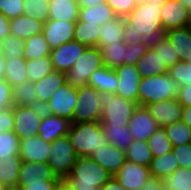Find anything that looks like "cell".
Wrapping results in <instances>:
<instances>
[{
    "instance_id": "obj_55",
    "label": "cell",
    "mask_w": 191,
    "mask_h": 190,
    "mask_svg": "<svg viewBox=\"0 0 191 190\" xmlns=\"http://www.w3.org/2000/svg\"><path fill=\"white\" fill-rule=\"evenodd\" d=\"M60 180H46L43 184H29V186H17L18 190H55Z\"/></svg>"
},
{
    "instance_id": "obj_30",
    "label": "cell",
    "mask_w": 191,
    "mask_h": 190,
    "mask_svg": "<svg viewBox=\"0 0 191 190\" xmlns=\"http://www.w3.org/2000/svg\"><path fill=\"white\" fill-rule=\"evenodd\" d=\"M179 168L176 156L171 150L162 156L153 157L149 166L151 178L162 180Z\"/></svg>"
},
{
    "instance_id": "obj_1",
    "label": "cell",
    "mask_w": 191,
    "mask_h": 190,
    "mask_svg": "<svg viewBox=\"0 0 191 190\" xmlns=\"http://www.w3.org/2000/svg\"><path fill=\"white\" fill-rule=\"evenodd\" d=\"M162 5L145 1L138 4L126 17L128 35L142 40L149 48H154L163 38L166 31L161 24Z\"/></svg>"
},
{
    "instance_id": "obj_6",
    "label": "cell",
    "mask_w": 191,
    "mask_h": 190,
    "mask_svg": "<svg viewBox=\"0 0 191 190\" xmlns=\"http://www.w3.org/2000/svg\"><path fill=\"white\" fill-rule=\"evenodd\" d=\"M47 164L61 180L65 179L73 168L78 156L67 135L51 143Z\"/></svg>"
},
{
    "instance_id": "obj_15",
    "label": "cell",
    "mask_w": 191,
    "mask_h": 190,
    "mask_svg": "<svg viewBox=\"0 0 191 190\" xmlns=\"http://www.w3.org/2000/svg\"><path fill=\"white\" fill-rule=\"evenodd\" d=\"M145 107L155 118L159 127L173 124L182 118L183 106L177 98L154 102Z\"/></svg>"
},
{
    "instance_id": "obj_60",
    "label": "cell",
    "mask_w": 191,
    "mask_h": 190,
    "mask_svg": "<svg viewBox=\"0 0 191 190\" xmlns=\"http://www.w3.org/2000/svg\"><path fill=\"white\" fill-rule=\"evenodd\" d=\"M104 2H106V0H77L79 8L92 7L97 4H102Z\"/></svg>"
},
{
    "instance_id": "obj_37",
    "label": "cell",
    "mask_w": 191,
    "mask_h": 190,
    "mask_svg": "<svg viewBox=\"0 0 191 190\" xmlns=\"http://www.w3.org/2000/svg\"><path fill=\"white\" fill-rule=\"evenodd\" d=\"M50 53L51 48L42 33L25 40L24 58L26 60L50 56Z\"/></svg>"
},
{
    "instance_id": "obj_47",
    "label": "cell",
    "mask_w": 191,
    "mask_h": 190,
    "mask_svg": "<svg viewBox=\"0 0 191 190\" xmlns=\"http://www.w3.org/2000/svg\"><path fill=\"white\" fill-rule=\"evenodd\" d=\"M153 49L160 55L168 69L181 60L167 37L163 38Z\"/></svg>"
},
{
    "instance_id": "obj_51",
    "label": "cell",
    "mask_w": 191,
    "mask_h": 190,
    "mask_svg": "<svg viewBox=\"0 0 191 190\" xmlns=\"http://www.w3.org/2000/svg\"><path fill=\"white\" fill-rule=\"evenodd\" d=\"M172 150L179 167L191 168V143L173 146Z\"/></svg>"
},
{
    "instance_id": "obj_42",
    "label": "cell",
    "mask_w": 191,
    "mask_h": 190,
    "mask_svg": "<svg viewBox=\"0 0 191 190\" xmlns=\"http://www.w3.org/2000/svg\"><path fill=\"white\" fill-rule=\"evenodd\" d=\"M50 0H24L23 15L36 18L42 23L49 20Z\"/></svg>"
},
{
    "instance_id": "obj_45",
    "label": "cell",
    "mask_w": 191,
    "mask_h": 190,
    "mask_svg": "<svg viewBox=\"0 0 191 190\" xmlns=\"http://www.w3.org/2000/svg\"><path fill=\"white\" fill-rule=\"evenodd\" d=\"M20 138L13 131L0 133V159L9 155H19Z\"/></svg>"
},
{
    "instance_id": "obj_61",
    "label": "cell",
    "mask_w": 191,
    "mask_h": 190,
    "mask_svg": "<svg viewBox=\"0 0 191 190\" xmlns=\"http://www.w3.org/2000/svg\"><path fill=\"white\" fill-rule=\"evenodd\" d=\"M181 120L191 128V106L183 107Z\"/></svg>"
},
{
    "instance_id": "obj_8",
    "label": "cell",
    "mask_w": 191,
    "mask_h": 190,
    "mask_svg": "<svg viewBox=\"0 0 191 190\" xmlns=\"http://www.w3.org/2000/svg\"><path fill=\"white\" fill-rule=\"evenodd\" d=\"M103 66L101 50L98 47H88L74 66L66 72L67 82L75 87L87 86L91 74Z\"/></svg>"
},
{
    "instance_id": "obj_21",
    "label": "cell",
    "mask_w": 191,
    "mask_h": 190,
    "mask_svg": "<svg viewBox=\"0 0 191 190\" xmlns=\"http://www.w3.org/2000/svg\"><path fill=\"white\" fill-rule=\"evenodd\" d=\"M127 21L124 17H116L112 21L101 25L98 48L108 44H119L121 41H127L128 38Z\"/></svg>"
},
{
    "instance_id": "obj_3",
    "label": "cell",
    "mask_w": 191,
    "mask_h": 190,
    "mask_svg": "<svg viewBox=\"0 0 191 190\" xmlns=\"http://www.w3.org/2000/svg\"><path fill=\"white\" fill-rule=\"evenodd\" d=\"M67 136L78 157H91L108 144L100 121L72 123Z\"/></svg>"
},
{
    "instance_id": "obj_68",
    "label": "cell",
    "mask_w": 191,
    "mask_h": 190,
    "mask_svg": "<svg viewBox=\"0 0 191 190\" xmlns=\"http://www.w3.org/2000/svg\"><path fill=\"white\" fill-rule=\"evenodd\" d=\"M0 190H18V188L17 187L3 186Z\"/></svg>"
},
{
    "instance_id": "obj_29",
    "label": "cell",
    "mask_w": 191,
    "mask_h": 190,
    "mask_svg": "<svg viewBox=\"0 0 191 190\" xmlns=\"http://www.w3.org/2000/svg\"><path fill=\"white\" fill-rule=\"evenodd\" d=\"M104 66L116 69L124 64H128L127 41L119 44H108L100 48Z\"/></svg>"
},
{
    "instance_id": "obj_41",
    "label": "cell",
    "mask_w": 191,
    "mask_h": 190,
    "mask_svg": "<svg viewBox=\"0 0 191 190\" xmlns=\"http://www.w3.org/2000/svg\"><path fill=\"white\" fill-rule=\"evenodd\" d=\"M172 146L191 143V128L182 120L164 126Z\"/></svg>"
},
{
    "instance_id": "obj_56",
    "label": "cell",
    "mask_w": 191,
    "mask_h": 190,
    "mask_svg": "<svg viewBox=\"0 0 191 190\" xmlns=\"http://www.w3.org/2000/svg\"><path fill=\"white\" fill-rule=\"evenodd\" d=\"M177 100L183 107L191 106V85L180 87Z\"/></svg>"
},
{
    "instance_id": "obj_2",
    "label": "cell",
    "mask_w": 191,
    "mask_h": 190,
    "mask_svg": "<svg viewBox=\"0 0 191 190\" xmlns=\"http://www.w3.org/2000/svg\"><path fill=\"white\" fill-rule=\"evenodd\" d=\"M113 175L90 157H78L64 179L72 190H99Z\"/></svg>"
},
{
    "instance_id": "obj_16",
    "label": "cell",
    "mask_w": 191,
    "mask_h": 190,
    "mask_svg": "<svg viewBox=\"0 0 191 190\" xmlns=\"http://www.w3.org/2000/svg\"><path fill=\"white\" fill-rule=\"evenodd\" d=\"M76 22L59 21L49 19L43 25L42 34L48 42L49 47L54 49L64 43L73 41Z\"/></svg>"
},
{
    "instance_id": "obj_5",
    "label": "cell",
    "mask_w": 191,
    "mask_h": 190,
    "mask_svg": "<svg viewBox=\"0 0 191 190\" xmlns=\"http://www.w3.org/2000/svg\"><path fill=\"white\" fill-rule=\"evenodd\" d=\"M98 102L103 111L101 124L128 125L133 112L138 107L136 102L106 92H100Z\"/></svg>"
},
{
    "instance_id": "obj_40",
    "label": "cell",
    "mask_w": 191,
    "mask_h": 190,
    "mask_svg": "<svg viewBox=\"0 0 191 190\" xmlns=\"http://www.w3.org/2000/svg\"><path fill=\"white\" fill-rule=\"evenodd\" d=\"M161 182L170 190H191V168L179 167Z\"/></svg>"
},
{
    "instance_id": "obj_44",
    "label": "cell",
    "mask_w": 191,
    "mask_h": 190,
    "mask_svg": "<svg viewBox=\"0 0 191 190\" xmlns=\"http://www.w3.org/2000/svg\"><path fill=\"white\" fill-rule=\"evenodd\" d=\"M1 51L5 59L14 60L24 57L25 40L9 35L0 43Z\"/></svg>"
},
{
    "instance_id": "obj_20",
    "label": "cell",
    "mask_w": 191,
    "mask_h": 190,
    "mask_svg": "<svg viewBox=\"0 0 191 190\" xmlns=\"http://www.w3.org/2000/svg\"><path fill=\"white\" fill-rule=\"evenodd\" d=\"M90 158L99 163L113 176L116 175L126 161L125 151L109 144L101 147Z\"/></svg>"
},
{
    "instance_id": "obj_10",
    "label": "cell",
    "mask_w": 191,
    "mask_h": 190,
    "mask_svg": "<svg viewBox=\"0 0 191 190\" xmlns=\"http://www.w3.org/2000/svg\"><path fill=\"white\" fill-rule=\"evenodd\" d=\"M88 47L77 41H70L51 49L50 58L55 71L68 72Z\"/></svg>"
},
{
    "instance_id": "obj_50",
    "label": "cell",
    "mask_w": 191,
    "mask_h": 190,
    "mask_svg": "<svg viewBox=\"0 0 191 190\" xmlns=\"http://www.w3.org/2000/svg\"><path fill=\"white\" fill-rule=\"evenodd\" d=\"M117 17H126L138 4L135 0H106Z\"/></svg>"
},
{
    "instance_id": "obj_33",
    "label": "cell",
    "mask_w": 191,
    "mask_h": 190,
    "mask_svg": "<svg viewBox=\"0 0 191 190\" xmlns=\"http://www.w3.org/2000/svg\"><path fill=\"white\" fill-rule=\"evenodd\" d=\"M100 33L101 25L78 20L75 24L73 40L86 47H97Z\"/></svg>"
},
{
    "instance_id": "obj_25",
    "label": "cell",
    "mask_w": 191,
    "mask_h": 190,
    "mask_svg": "<svg viewBox=\"0 0 191 190\" xmlns=\"http://www.w3.org/2000/svg\"><path fill=\"white\" fill-rule=\"evenodd\" d=\"M136 66L141 78L168 73V68L164 61L153 48L148 49L137 61Z\"/></svg>"
},
{
    "instance_id": "obj_64",
    "label": "cell",
    "mask_w": 191,
    "mask_h": 190,
    "mask_svg": "<svg viewBox=\"0 0 191 190\" xmlns=\"http://www.w3.org/2000/svg\"><path fill=\"white\" fill-rule=\"evenodd\" d=\"M137 2V4L143 3L145 1L148 2H152L155 4H159V5H163L164 3H166L168 0H135Z\"/></svg>"
},
{
    "instance_id": "obj_28",
    "label": "cell",
    "mask_w": 191,
    "mask_h": 190,
    "mask_svg": "<svg viewBox=\"0 0 191 190\" xmlns=\"http://www.w3.org/2000/svg\"><path fill=\"white\" fill-rule=\"evenodd\" d=\"M116 17L114 11L106 2L79 9V20L86 23L102 25Z\"/></svg>"
},
{
    "instance_id": "obj_18",
    "label": "cell",
    "mask_w": 191,
    "mask_h": 190,
    "mask_svg": "<svg viewBox=\"0 0 191 190\" xmlns=\"http://www.w3.org/2000/svg\"><path fill=\"white\" fill-rule=\"evenodd\" d=\"M189 9L178 0H168L161 7V24L165 31L186 27L188 23Z\"/></svg>"
},
{
    "instance_id": "obj_11",
    "label": "cell",
    "mask_w": 191,
    "mask_h": 190,
    "mask_svg": "<svg viewBox=\"0 0 191 190\" xmlns=\"http://www.w3.org/2000/svg\"><path fill=\"white\" fill-rule=\"evenodd\" d=\"M114 70L118 79L115 95L137 103L139 83L142 78L136 64H124Z\"/></svg>"
},
{
    "instance_id": "obj_65",
    "label": "cell",
    "mask_w": 191,
    "mask_h": 190,
    "mask_svg": "<svg viewBox=\"0 0 191 190\" xmlns=\"http://www.w3.org/2000/svg\"><path fill=\"white\" fill-rule=\"evenodd\" d=\"M184 7L191 9V0H178Z\"/></svg>"
},
{
    "instance_id": "obj_52",
    "label": "cell",
    "mask_w": 191,
    "mask_h": 190,
    "mask_svg": "<svg viewBox=\"0 0 191 190\" xmlns=\"http://www.w3.org/2000/svg\"><path fill=\"white\" fill-rule=\"evenodd\" d=\"M13 107L12 105V87L4 79H0V110Z\"/></svg>"
},
{
    "instance_id": "obj_19",
    "label": "cell",
    "mask_w": 191,
    "mask_h": 190,
    "mask_svg": "<svg viewBox=\"0 0 191 190\" xmlns=\"http://www.w3.org/2000/svg\"><path fill=\"white\" fill-rule=\"evenodd\" d=\"M51 143L41 137L31 136L20 140L19 155L22 161L46 162L49 159Z\"/></svg>"
},
{
    "instance_id": "obj_67",
    "label": "cell",
    "mask_w": 191,
    "mask_h": 190,
    "mask_svg": "<svg viewBox=\"0 0 191 190\" xmlns=\"http://www.w3.org/2000/svg\"><path fill=\"white\" fill-rule=\"evenodd\" d=\"M187 27L191 30V9L189 10Z\"/></svg>"
},
{
    "instance_id": "obj_57",
    "label": "cell",
    "mask_w": 191,
    "mask_h": 190,
    "mask_svg": "<svg viewBox=\"0 0 191 190\" xmlns=\"http://www.w3.org/2000/svg\"><path fill=\"white\" fill-rule=\"evenodd\" d=\"M11 34L10 19L0 12V43Z\"/></svg>"
},
{
    "instance_id": "obj_49",
    "label": "cell",
    "mask_w": 191,
    "mask_h": 190,
    "mask_svg": "<svg viewBox=\"0 0 191 190\" xmlns=\"http://www.w3.org/2000/svg\"><path fill=\"white\" fill-rule=\"evenodd\" d=\"M24 0H0V12L8 19H14L23 14Z\"/></svg>"
},
{
    "instance_id": "obj_66",
    "label": "cell",
    "mask_w": 191,
    "mask_h": 190,
    "mask_svg": "<svg viewBox=\"0 0 191 190\" xmlns=\"http://www.w3.org/2000/svg\"><path fill=\"white\" fill-rule=\"evenodd\" d=\"M181 60L191 64V53H187Z\"/></svg>"
},
{
    "instance_id": "obj_48",
    "label": "cell",
    "mask_w": 191,
    "mask_h": 190,
    "mask_svg": "<svg viewBox=\"0 0 191 190\" xmlns=\"http://www.w3.org/2000/svg\"><path fill=\"white\" fill-rule=\"evenodd\" d=\"M148 49L149 47L143 44L142 40L128 36V64L135 65L137 61L148 51Z\"/></svg>"
},
{
    "instance_id": "obj_9",
    "label": "cell",
    "mask_w": 191,
    "mask_h": 190,
    "mask_svg": "<svg viewBox=\"0 0 191 190\" xmlns=\"http://www.w3.org/2000/svg\"><path fill=\"white\" fill-rule=\"evenodd\" d=\"M77 103V87L64 83L48 101L51 114L71 121Z\"/></svg>"
},
{
    "instance_id": "obj_27",
    "label": "cell",
    "mask_w": 191,
    "mask_h": 190,
    "mask_svg": "<svg viewBox=\"0 0 191 190\" xmlns=\"http://www.w3.org/2000/svg\"><path fill=\"white\" fill-rule=\"evenodd\" d=\"M67 82L66 73L52 71L41 80L34 83L36 94L39 101L48 102L53 93Z\"/></svg>"
},
{
    "instance_id": "obj_17",
    "label": "cell",
    "mask_w": 191,
    "mask_h": 190,
    "mask_svg": "<svg viewBox=\"0 0 191 190\" xmlns=\"http://www.w3.org/2000/svg\"><path fill=\"white\" fill-rule=\"evenodd\" d=\"M128 127L133 140L148 141L159 125L146 107L138 106L129 120Z\"/></svg>"
},
{
    "instance_id": "obj_53",
    "label": "cell",
    "mask_w": 191,
    "mask_h": 190,
    "mask_svg": "<svg viewBox=\"0 0 191 190\" xmlns=\"http://www.w3.org/2000/svg\"><path fill=\"white\" fill-rule=\"evenodd\" d=\"M13 129H14L13 107L0 110V133L6 131H13Z\"/></svg>"
},
{
    "instance_id": "obj_54",
    "label": "cell",
    "mask_w": 191,
    "mask_h": 190,
    "mask_svg": "<svg viewBox=\"0 0 191 190\" xmlns=\"http://www.w3.org/2000/svg\"><path fill=\"white\" fill-rule=\"evenodd\" d=\"M33 112H35L41 119L47 118L51 114V109L48 102L37 101L29 105Z\"/></svg>"
},
{
    "instance_id": "obj_12",
    "label": "cell",
    "mask_w": 191,
    "mask_h": 190,
    "mask_svg": "<svg viewBox=\"0 0 191 190\" xmlns=\"http://www.w3.org/2000/svg\"><path fill=\"white\" fill-rule=\"evenodd\" d=\"M46 180H61L46 162L22 161L17 186L43 184Z\"/></svg>"
},
{
    "instance_id": "obj_35",
    "label": "cell",
    "mask_w": 191,
    "mask_h": 190,
    "mask_svg": "<svg viewBox=\"0 0 191 190\" xmlns=\"http://www.w3.org/2000/svg\"><path fill=\"white\" fill-rule=\"evenodd\" d=\"M125 156L127 161L146 167L150 166L153 158L148 141L142 140H133L125 150Z\"/></svg>"
},
{
    "instance_id": "obj_38",
    "label": "cell",
    "mask_w": 191,
    "mask_h": 190,
    "mask_svg": "<svg viewBox=\"0 0 191 190\" xmlns=\"http://www.w3.org/2000/svg\"><path fill=\"white\" fill-rule=\"evenodd\" d=\"M28 81L36 83L44 76L54 71L50 56L26 60Z\"/></svg>"
},
{
    "instance_id": "obj_13",
    "label": "cell",
    "mask_w": 191,
    "mask_h": 190,
    "mask_svg": "<svg viewBox=\"0 0 191 190\" xmlns=\"http://www.w3.org/2000/svg\"><path fill=\"white\" fill-rule=\"evenodd\" d=\"M13 132L21 139L37 136L42 119L30 106H13Z\"/></svg>"
},
{
    "instance_id": "obj_34",
    "label": "cell",
    "mask_w": 191,
    "mask_h": 190,
    "mask_svg": "<svg viewBox=\"0 0 191 190\" xmlns=\"http://www.w3.org/2000/svg\"><path fill=\"white\" fill-rule=\"evenodd\" d=\"M166 37L179 58L191 53V30L187 26L166 31Z\"/></svg>"
},
{
    "instance_id": "obj_62",
    "label": "cell",
    "mask_w": 191,
    "mask_h": 190,
    "mask_svg": "<svg viewBox=\"0 0 191 190\" xmlns=\"http://www.w3.org/2000/svg\"><path fill=\"white\" fill-rule=\"evenodd\" d=\"M4 72H5V57L0 47V79L4 78Z\"/></svg>"
},
{
    "instance_id": "obj_24",
    "label": "cell",
    "mask_w": 191,
    "mask_h": 190,
    "mask_svg": "<svg viewBox=\"0 0 191 190\" xmlns=\"http://www.w3.org/2000/svg\"><path fill=\"white\" fill-rule=\"evenodd\" d=\"M117 75L114 69L106 66L96 69L88 79L87 85L94 87L99 93L115 94L117 89Z\"/></svg>"
},
{
    "instance_id": "obj_32",
    "label": "cell",
    "mask_w": 191,
    "mask_h": 190,
    "mask_svg": "<svg viewBox=\"0 0 191 190\" xmlns=\"http://www.w3.org/2000/svg\"><path fill=\"white\" fill-rule=\"evenodd\" d=\"M109 145L126 150L133 141L128 125L101 124Z\"/></svg>"
},
{
    "instance_id": "obj_22",
    "label": "cell",
    "mask_w": 191,
    "mask_h": 190,
    "mask_svg": "<svg viewBox=\"0 0 191 190\" xmlns=\"http://www.w3.org/2000/svg\"><path fill=\"white\" fill-rule=\"evenodd\" d=\"M71 121L65 118L50 115L42 119L39 125L38 136L48 143H52L56 139L68 135Z\"/></svg>"
},
{
    "instance_id": "obj_26",
    "label": "cell",
    "mask_w": 191,
    "mask_h": 190,
    "mask_svg": "<svg viewBox=\"0 0 191 190\" xmlns=\"http://www.w3.org/2000/svg\"><path fill=\"white\" fill-rule=\"evenodd\" d=\"M49 19L77 22L79 4L77 0H50Z\"/></svg>"
},
{
    "instance_id": "obj_63",
    "label": "cell",
    "mask_w": 191,
    "mask_h": 190,
    "mask_svg": "<svg viewBox=\"0 0 191 190\" xmlns=\"http://www.w3.org/2000/svg\"><path fill=\"white\" fill-rule=\"evenodd\" d=\"M55 190H72V188L68 185V183L63 179L60 180Z\"/></svg>"
},
{
    "instance_id": "obj_39",
    "label": "cell",
    "mask_w": 191,
    "mask_h": 190,
    "mask_svg": "<svg viewBox=\"0 0 191 190\" xmlns=\"http://www.w3.org/2000/svg\"><path fill=\"white\" fill-rule=\"evenodd\" d=\"M38 101L34 83L24 81L12 87V105L29 106Z\"/></svg>"
},
{
    "instance_id": "obj_59",
    "label": "cell",
    "mask_w": 191,
    "mask_h": 190,
    "mask_svg": "<svg viewBox=\"0 0 191 190\" xmlns=\"http://www.w3.org/2000/svg\"><path fill=\"white\" fill-rule=\"evenodd\" d=\"M99 190H126L115 176H112Z\"/></svg>"
},
{
    "instance_id": "obj_58",
    "label": "cell",
    "mask_w": 191,
    "mask_h": 190,
    "mask_svg": "<svg viewBox=\"0 0 191 190\" xmlns=\"http://www.w3.org/2000/svg\"><path fill=\"white\" fill-rule=\"evenodd\" d=\"M139 190H170L167 188L161 180L151 178L148 182Z\"/></svg>"
},
{
    "instance_id": "obj_46",
    "label": "cell",
    "mask_w": 191,
    "mask_h": 190,
    "mask_svg": "<svg viewBox=\"0 0 191 190\" xmlns=\"http://www.w3.org/2000/svg\"><path fill=\"white\" fill-rule=\"evenodd\" d=\"M168 74L180 86L191 85V64L180 60L168 69Z\"/></svg>"
},
{
    "instance_id": "obj_4",
    "label": "cell",
    "mask_w": 191,
    "mask_h": 190,
    "mask_svg": "<svg viewBox=\"0 0 191 190\" xmlns=\"http://www.w3.org/2000/svg\"><path fill=\"white\" fill-rule=\"evenodd\" d=\"M180 85L168 73L141 79L137 104L146 106L154 102L177 98Z\"/></svg>"
},
{
    "instance_id": "obj_7",
    "label": "cell",
    "mask_w": 191,
    "mask_h": 190,
    "mask_svg": "<svg viewBox=\"0 0 191 190\" xmlns=\"http://www.w3.org/2000/svg\"><path fill=\"white\" fill-rule=\"evenodd\" d=\"M100 93L91 86L77 87V103L72 116V123L99 122L102 117Z\"/></svg>"
},
{
    "instance_id": "obj_36",
    "label": "cell",
    "mask_w": 191,
    "mask_h": 190,
    "mask_svg": "<svg viewBox=\"0 0 191 190\" xmlns=\"http://www.w3.org/2000/svg\"><path fill=\"white\" fill-rule=\"evenodd\" d=\"M26 59L15 58L14 60L5 59L4 79L14 87L28 80L26 73Z\"/></svg>"
},
{
    "instance_id": "obj_43",
    "label": "cell",
    "mask_w": 191,
    "mask_h": 190,
    "mask_svg": "<svg viewBox=\"0 0 191 190\" xmlns=\"http://www.w3.org/2000/svg\"><path fill=\"white\" fill-rule=\"evenodd\" d=\"M149 147L153 157L162 156L170 152L173 148L172 143L167 137L164 127H158L148 139Z\"/></svg>"
},
{
    "instance_id": "obj_31",
    "label": "cell",
    "mask_w": 191,
    "mask_h": 190,
    "mask_svg": "<svg viewBox=\"0 0 191 190\" xmlns=\"http://www.w3.org/2000/svg\"><path fill=\"white\" fill-rule=\"evenodd\" d=\"M20 155H9L0 159V184L2 186L17 187L21 167Z\"/></svg>"
},
{
    "instance_id": "obj_23",
    "label": "cell",
    "mask_w": 191,
    "mask_h": 190,
    "mask_svg": "<svg viewBox=\"0 0 191 190\" xmlns=\"http://www.w3.org/2000/svg\"><path fill=\"white\" fill-rule=\"evenodd\" d=\"M43 25L44 23L36 18H31L22 14L10 20V31L11 35L26 40L33 35L42 33Z\"/></svg>"
},
{
    "instance_id": "obj_14",
    "label": "cell",
    "mask_w": 191,
    "mask_h": 190,
    "mask_svg": "<svg viewBox=\"0 0 191 190\" xmlns=\"http://www.w3.org/2000/svg\"><path fill=\"white\" fill-rule=\"evenodd\" d=\"M114 176L126 190H139L151 179L149 167L127 160Z\"/></svg>"
}]
</instances>
